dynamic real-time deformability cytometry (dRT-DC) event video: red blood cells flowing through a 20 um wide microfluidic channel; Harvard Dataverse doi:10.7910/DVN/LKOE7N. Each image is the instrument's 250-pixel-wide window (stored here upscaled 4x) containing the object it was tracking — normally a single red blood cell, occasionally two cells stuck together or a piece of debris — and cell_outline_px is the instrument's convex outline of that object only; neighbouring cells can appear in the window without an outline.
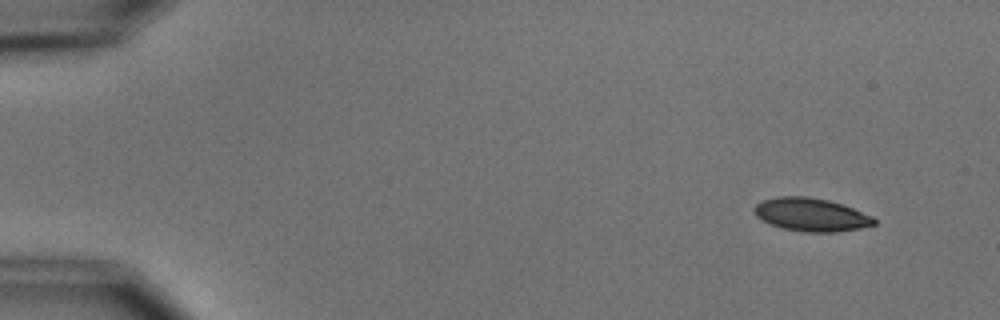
{"species": "common noctule bat (a hibernating species)", "species_latin": "Nyctalus noctula", "temperature_condition": "cold", "stored_images_in_passage": 6, "camera_frame_rate_fps": 3000, "um_per_image_px": 0.085, "animal": {"sex": "male", "body_mass_g": 15.6}, "frame": {"image": 1, "passage_image": 2, "time_ms": 1.0, "image_size_px": [1000, 320], "cell_outline_px": [[876, 224], [860, 228], [836, 232], [804, 232], [784, 228], [772, 224], [756, 216], [752, 208], [756, 204], [764, 200], [776, 196], [808, 196], [828, 200], [852, 208], [872, 216], [876, 220]], "centroid_in_image_um": [68.94, 18.24], "position_along_channel_um": 16.1, "area_um2": 23.0}}
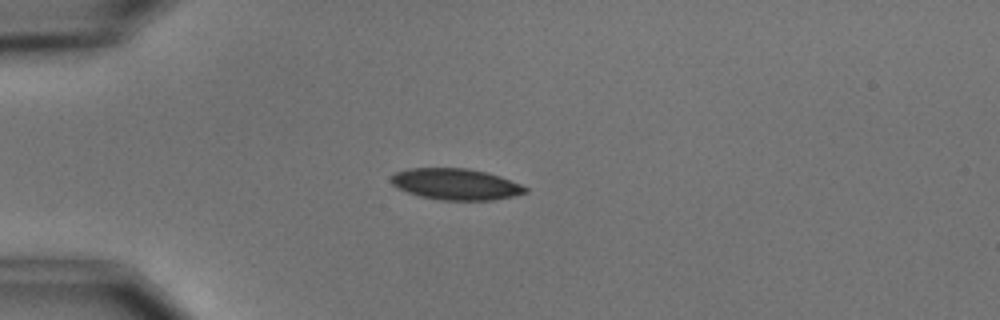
{"frame": {"image": 2, "passage_image": 4, "time_ms": 4.333, "image_size_px": [1000, 320], "cell_outline_px": [[528, 192], [512, 196], [492, 200], [440, 200], [420, 196], [408, 192], [392, 184], [392, 176], [396, 172], [408, 168], [468, 168], [488, 172], [500, 176], [520, 184], [528, 188]], "centroid_in_image_um": [38.77, 15.65], "position_along_channel_um": 46.2, "area_um2": 24.33}}